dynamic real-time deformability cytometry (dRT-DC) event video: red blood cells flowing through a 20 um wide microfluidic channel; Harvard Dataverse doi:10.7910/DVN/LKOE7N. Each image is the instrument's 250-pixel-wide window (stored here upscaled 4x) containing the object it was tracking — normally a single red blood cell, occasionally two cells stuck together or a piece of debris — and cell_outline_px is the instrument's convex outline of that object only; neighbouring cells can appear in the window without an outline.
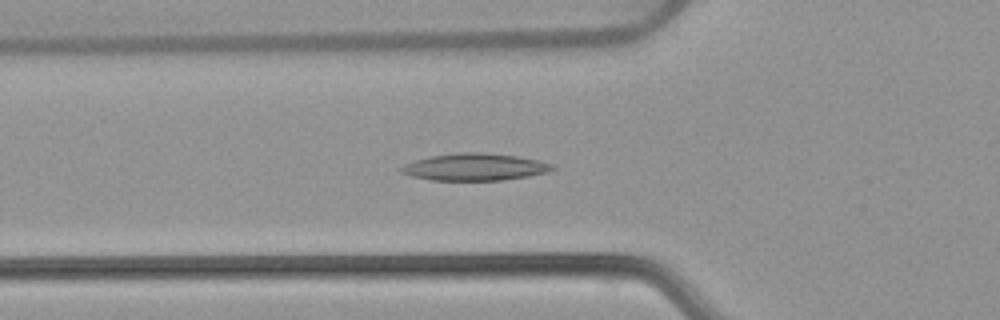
{"species": "common noctule bat (a hibernating species)", "species_latin": "Nyctalus noctula", "temperature_condition": "warm", "stored_images_in_passage": 38, "camera_frame_rate_fps": 3000, "um_per_image_px": 0.085, "animal": {"sex": "female", "body_mass_g": 22.7, "forearm_length_mm": 54.2}, "frame": {"image": 1, "passage_image": 4, "time_ms": 1.0, "image_size_px": [1000, 320], "cell_outline_px": [[556, 168], [548, 172], [528, 176], [504, 180], [432, 180], [412, 176], [400, 172], [400, 168], [404, 164], [428, 156], [464, 152], [480, 152], [516, 156], [536, 160], [552, 164]], "centroid_in_image_um": [40.34, 14.19], "position_along_channel_um": 85.5, "area_um2": 23.7}}
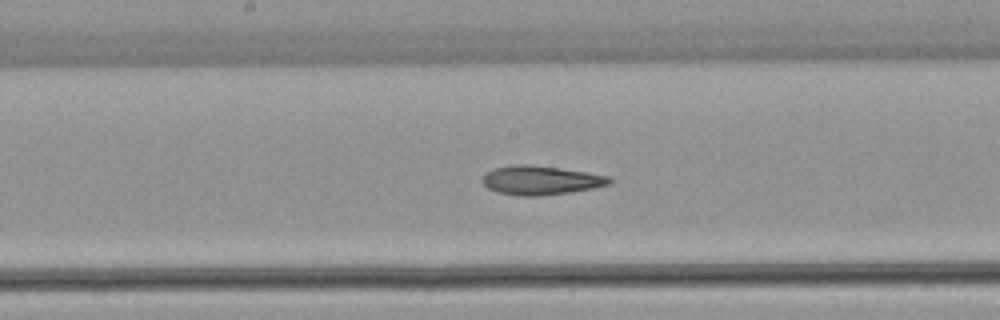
{"frame": {"image": 2, "passage_image": 13, "time_ms": 4.0, "image_size_px": [1000, 320], "cell_outline_px": [[612, 184], [592, 188], [568, 192], [540, 196], [520, 196], [496, 192], [488, 188], [480, 180], [484, 172], [492, 168], [516, 164], [528, 164], [560, 168], [588, 172], [608, 176], [612, 180]], "centroid_in_image_um": [45.91, 15.31], "position_along_channel_um": 202.3, "area_um2": 21.68}}
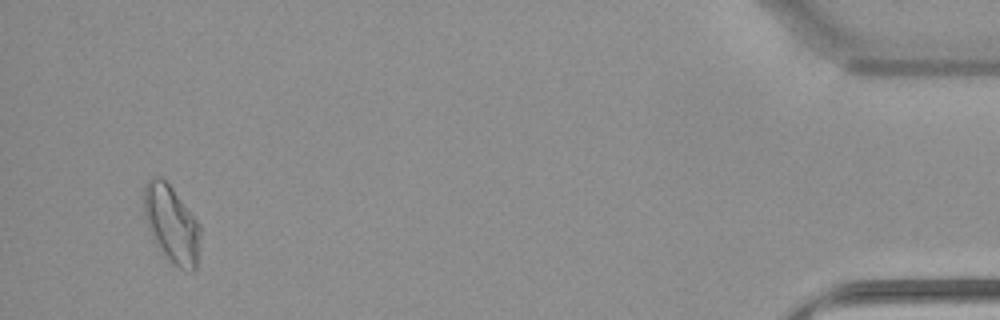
{"frame": {"image": 3, "passage_image": 36, "time_ms": 11.667, "image_size_px": [1000, 320], "cell_outline_px": [[200, 236], [196, 268], [192, 272], [180, 268], [168, 260], [156, 244], [148, 228], [144, 216], [144, 184], [152, 176], [160, 176], [172, 188], [200, 224]], "centroid_in_image_um": [14.57, 19.04], "position_along_channel_um": 420.6, "area_um2": 25.26}, "authors_computed_cell_mechanics": {"area_um2": 21.8773, "velocity_mm_per_s": 3.884, "shape_relaxation_time_tau1_ms": null, "shape_relaxation_time_tau2_ms": 5.2489, "deformation_change_tau1": null, "deformation_change_tau2": 0.1343}}